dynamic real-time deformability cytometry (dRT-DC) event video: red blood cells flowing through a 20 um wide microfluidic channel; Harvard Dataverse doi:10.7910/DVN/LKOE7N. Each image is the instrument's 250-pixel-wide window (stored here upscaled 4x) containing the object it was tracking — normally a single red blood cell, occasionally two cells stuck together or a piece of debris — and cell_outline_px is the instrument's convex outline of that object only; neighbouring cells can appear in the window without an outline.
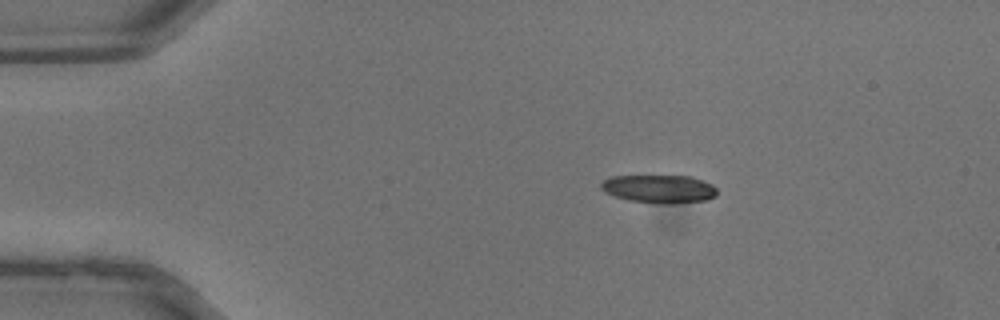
{"species": "common noctule bat (a hibernating species)", "species_latin": "Nyctalus noctula", "temperature_condition": "warm", "stored_images_in_passage": 37, "camera_frame_rate_fps": 3000, "um_per_image_px": 0.085, "animal": {"sex": "male", "body_mass_g": 13.3}, "frame": {"image": 1, "passage_image": 6, "time_ms": 1.667, "image_size_px": [1000, 320], "cell_outline_px": [[716, 196], [708, 200], [676, 204], [656, 204], [628, 200], [604, 192], [600, 188], [600, 184], [604, 180], [612, 176], [692, 176], [704, 180], [712, 184], [716, 188]], "centroid_in_image_um": [56.06, 16.07], "position_along_channel_um": 28.9, "area_um2": 19.36}}
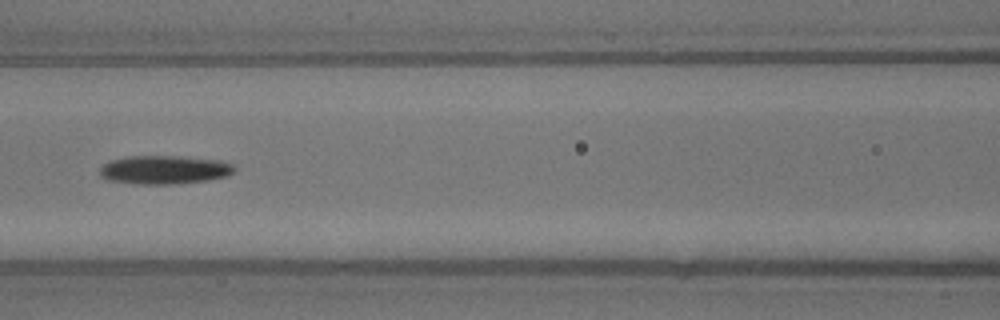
{"frame": {"image": 2, "passage_image": 16, "time_ms": 5.0, "image_size_px": [1000, 320], "cell_outline_px": [[236, 172], [228, 176], [208, 180], [168, 184], [136, 184], [108, 180], [100, 176], [100, 168], [104, 164], [112, 160], [128, 156], [176, 156], [220, 160], [232, 164], [236, 168]], "centroid_in_image_um": [13.99, 14.43], "position_along_channel_um": 152.6, "area_um2": 22.43}}
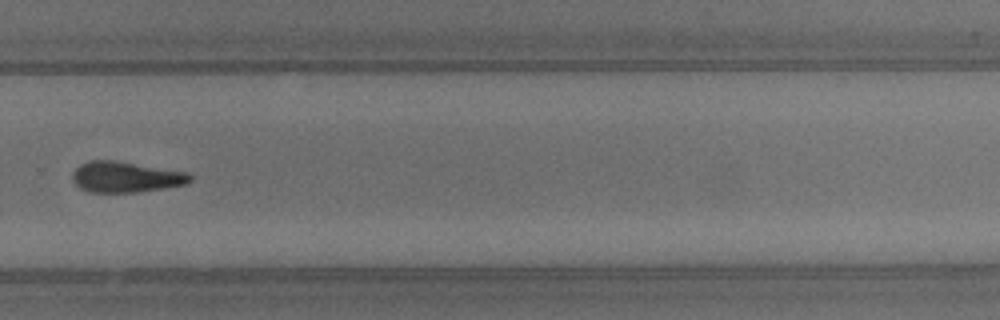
{"frame": {"image": 3, "passage_image": 25, "time_ms": 8.0, "image_size_px": [1000, 320], "cell_outline_px": [[192, 180], [184, 184], [136, 192], [88, 192], [80, 188], [72, 180], [72, 172], [80, 164], [88, 160], [116, 160], [188, 172], [192, 176]], "centroid_in_image_um": [10.65, 15.03], "position_along_channel_um": 319.2, "area_um2": 21.1}}